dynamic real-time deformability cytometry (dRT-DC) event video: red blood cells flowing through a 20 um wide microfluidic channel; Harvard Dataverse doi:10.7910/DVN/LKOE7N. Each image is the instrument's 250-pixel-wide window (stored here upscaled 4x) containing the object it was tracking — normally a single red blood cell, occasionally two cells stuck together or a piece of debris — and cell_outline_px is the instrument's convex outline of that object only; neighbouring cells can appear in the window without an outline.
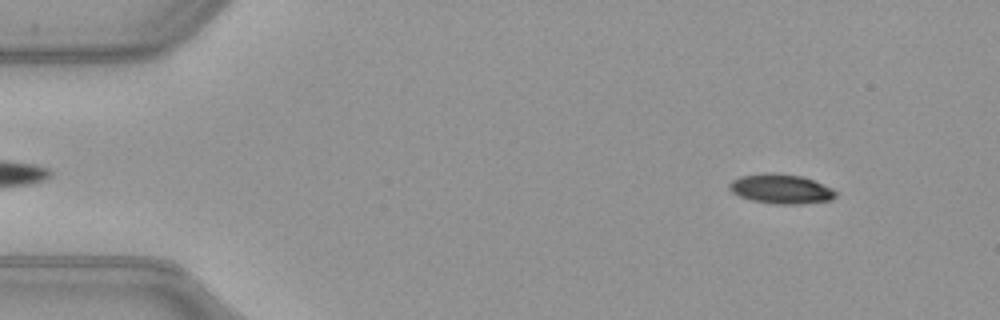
{"species": "common noctule bat (a hibernating species)", "species_latin": "Nyctalus noctula", "temperature_condition": "warm", "stored_images_in_passage": 52, "camera_frame_rate_fps": 3000, "um_per_image_px": 0.085, "animal": {"sex": "female", "body_mass_g": 21.9}, "frame": {"image": 1, "passage_image": 6, "time_ms": 1.667, "image_size_px": [1000, 320], "cell_outline_px": [[836, 196], [832, 200], [804, 204], [776, 204], [752, 200], [740, 196], [732, 192], [728, 188], [728, 184], [732, 180], [740, 176], [764, 172], [772, 172], [800, 176], [812, 180], [832, 188], [836, 192]], "centroid_in_image_um": [66.36, 16.05], "position_along_channel_um": 18.6, "area_um2": 18.38}}
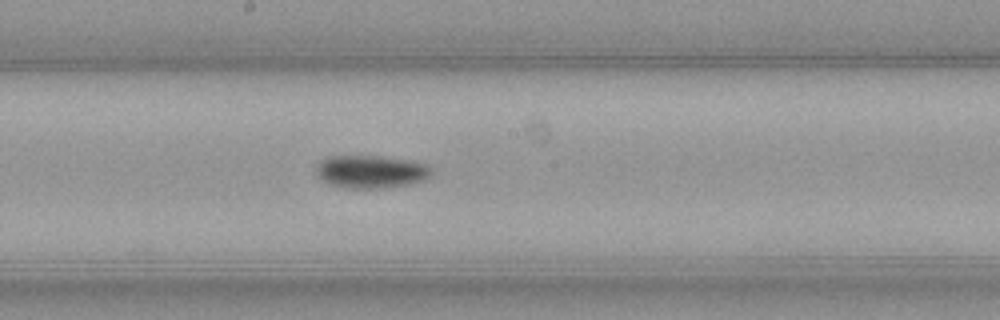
{"frame": {"image": 2, "passage_image": 28, "time_ms": 9.0, "image_size_px": [1000, 320], "cell_outline_px": [[432, 172], [424, 180], [408, 184], [384, 188], [348, 188], [328, 184], [320, 180], [316, 172], [316, 168], [320, 160], [328, 156], [380, 156], [412, 160], [424, 164], [432, 168]], "centroid_in_image_um": [31.5, 14.59], "position_along_channel_um": 216.7, "area_um2": 22.2}}
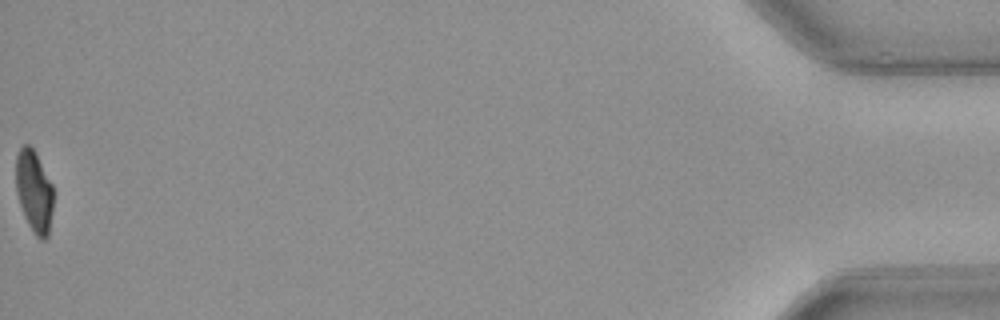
{"frame": {"image": 3, "passage_image": 52, "time_ms": 17.0, "image_size_px": [1000, 320], "cell_outline_px": [[52, 212], [48, 236], [44, 240], [40, 240], [36, 236], [28, 224], [24, 216], [16, 192], [16, 156], [20, 148], [24, 144], [28, 144], [32, 148], [52, 184]], "centroid_in_image_um": [2.88, 16.29], "position_along_channel_um": 432.3, "area_um2": 17.63}, "authors_computed_cell_mechanics": {"area_um2": 19.652, "velocity_mm_per_s": 4.0245, "shape_relaxation_time_tau1_ms": 10.4162, "shape_relaxation_time_tau2_ms": null, "deformation_change_tau1": 0.2522, "deformation_change_tau2": null}}